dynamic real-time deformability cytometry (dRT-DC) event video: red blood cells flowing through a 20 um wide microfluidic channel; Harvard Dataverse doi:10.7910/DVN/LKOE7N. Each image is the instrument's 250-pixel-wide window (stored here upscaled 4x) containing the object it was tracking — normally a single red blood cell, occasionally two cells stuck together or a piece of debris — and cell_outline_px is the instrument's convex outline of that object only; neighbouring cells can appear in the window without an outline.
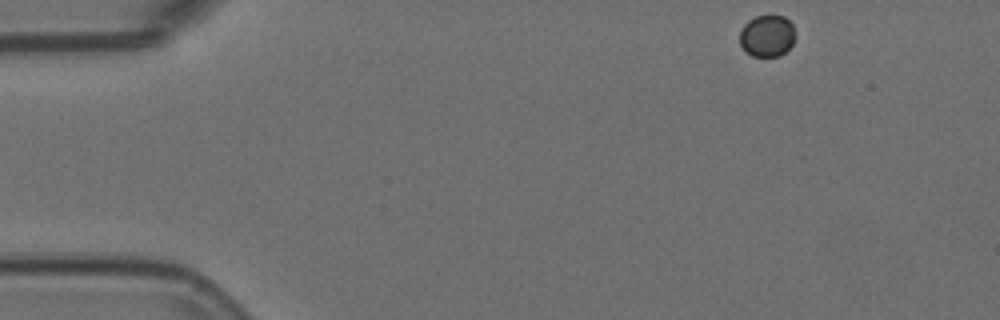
{"species": "Egyptian fruit bat (a non-hibernating species)", "species_latin": "Rousettus aegyptiacus", "temperature_condition": "room temperature", "stored_images_in_passage": 52, "camera_frame_rate_fps": 3000, "um_per_image_px": 0.085, "animal": {"sex": "female"}, "frame": {"image": 1, "passage_image": 1, "time_ms": 0.0, "image_size_px": [1000, 320], "cell_outline_px": [[796, 36], [792, 44], [780, 56], [752, 56], [740, 44], [740, 32], [744, 24], [748, 20], [756, 16], [784, 16], [792, 24]], "centroid_in_image_um": [65.21, 3.04], "position_along_channel_um": 19.8, "area_um2": 13.41}}
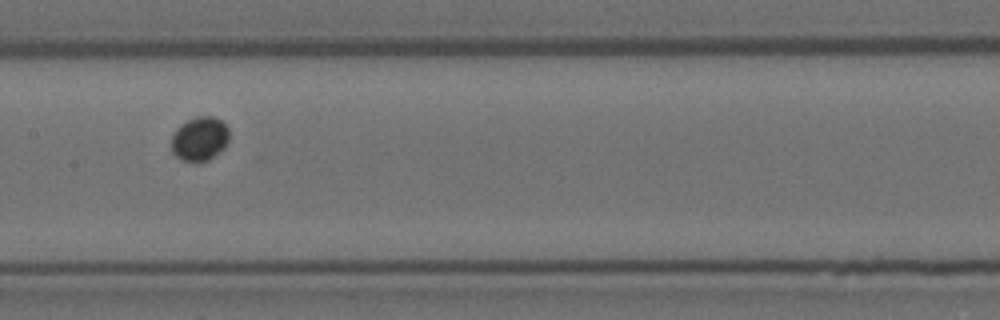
{"frame": {"image": 2, "passage_image": 23, "time_ms": 7.333, "image_size_px": [1000, 320], "cell_outline_px": [[228, 140], [224, 148], [208, 160], [184, 160], [176, 156], [172, 152], [172, 136], [176, 128], [180, 124], [188, 120], [200, 116], [216, 116], [228, 128]], "centroid_in_image_um": [16.97, 11.77], "position_along_channel_um": 190.4, "area_um2": 14.57}}
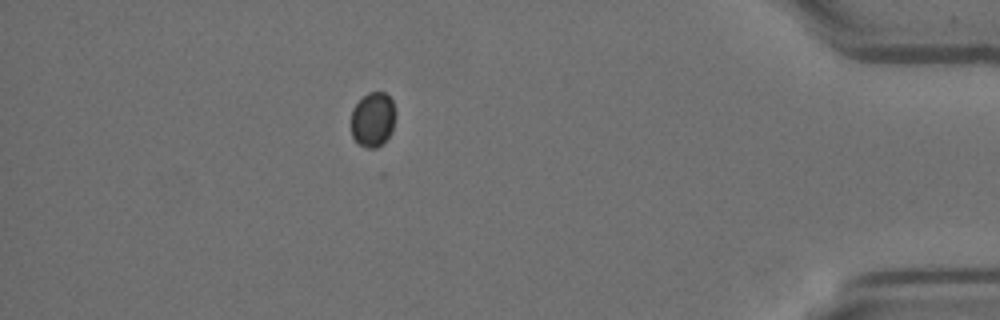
{"frame": {"image": 3, "passage_image": 45, "time_ms": 14.667, "image_size_px": [1000, 320], "cell_outline_px": [[396, 112], [392, 132], [376, 148], [364, 148], [356, 144], [352, 136], [352, 108], [368, 92], [384, 92], [392, 100]], "centroid_in_image_um": [31.69, 10.17], "position_along_channel_um": 403.5, "area_um2": 14.22}}